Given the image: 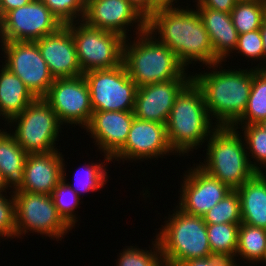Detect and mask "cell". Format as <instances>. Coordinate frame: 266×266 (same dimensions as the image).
<instances>
[{
  "label": "cell",
  "mask_w": 266,
  "mask_h": 266,
  "mask_svg": "<svg viewBox=\"0 0 266 266\" xmlns=\"http://www.w3.org/2000/svg\"><path fill=\"white\" fill-rule=\"evenodd\" d=\"M178 5H161L147 18V31L167 45L186 69L193 63L213 65V47L197 9Z\"/></svg>",
  "instance_id": "obj_1"
},
{
  "label": "cell",
  "mask_w": 266,
  "mask_h": 266,
  "mask_svg": "<svg viewBox=\"0 0 266 266\" xmlns=\"http://www.w3.org/2000/svg\"><path fill=\"white\" fill-rule=\"evenodd\" d=\"M222 63L207 66L206 72L193 73L192 80L201 89L209 116L216 121V125L233 126L246 110L253 67L238 68V71L236 68L226 69Z\"/></svg>",
  "instance_id": "obj_2"
},
{
  "label": "cell",
  "mask_w": 266,
  "mask_h": 266,
  "mask_svg": "<svg viewBox=\"0 0 266 266\" xmlns=\"http://www.w3.org/2000/svg\"><path fill=\"white\" fill-rule=\"evenodd\" d=\"M129 40V41H128ZM122 63L139 87L173 79H192L175 53L147 30L124 40Z\"/></svg>",
  "instance_id": "obj_3"
},
{
  "label": "cell",
  "mask_w": 266,
  "mask_h": 266,
  "mask_svg": "<svg viewBox=\"0 0 266 266\" xmlns=\"http://www.w3.org/2000/svg\"><path fill=\"white\" fill-rule=\"evenodd\" d=\"M215 124V125H214ZM210 118L201 89L192 80L176 97L166 122L167 138L176 157L201 149L217 128Z\"/></svg>",
  "instance_id": "obj_4"
},
{
  "label": "cell",
  "mask_w": 266,
  "mask_h": 266,
  "mask_svg": "<svg viewBox=\"0 0 266 266\" xmlns=\"http://www.w3.org/2000/svg\"><path fill=\"white\" fill-rule=\"evenodd\" d=\"M239 130L218 126L205 142L206 158L197 165L236 190L256 172L251 168L246 144ZM207 144V145H206Z\"/></svg>",
  "instance_id": "obj_5"
},
{
  "label": "cell",
  "mask_w": 266,
  "mask_h": 266,
  "mask_svg": "<svg viewBox=\"0 0 266 266\" xmlns=\"http://www.w3.org/2000/svg\"><path fill=\"white\" fill-rule=\"evenodd\" d=\"M171 213L153 237L159 242L163 260L184 263L212 256L203 216L187 214L177 206Z\"/></svg>",
  "instance_id": "obj_6"
},
{
  "label": "cell",
  "mask_w": 266,
  "mask_h": 266,
  "mask_svg": "<svg viewBox=\"0 0 266 266\" xmlns=\"http://www.w3.org/2000/svg\"><path fill=\"white\" fill-rule=\"evenodd\" d=\"M8 124V125H7ZM9 126L14 139L27 154L57 151L59 133L63 127L57 114L44 98H36L20 114L12 117ZM15 124V126H14ZM62 128V129H61Z\"/></svg>",
  "instance_id": "obj_7"
},
{
  "label": "cell",
  "mask_w": 266,
  "mask_h": 266,
  "mask_svg": "<svg viewBox=\"0 0 266 266\" xmlns=\"http://www.w3.org/2000/svg\"><path fill=\"white\" fill-rule=\"evenodd\" d=\"M16 238L28 232L61 241L72 229L59 215L51 195L13 192ZM23 236V237H21Z\"/></svg>",
  "instance_id": "obj_8"
},
{
  "label": "cell",
  "mask_w": 266,
  "mask_h": 266,
  "mask_svg": "<svg viewBox=\"0 0 266 266\" xmlns=\"http://www.w3.org/2000/svg\"><path fill=\"white\" fill-rule=\"evenodd\" d=\"M67 26L75 42L77 59L83 73L112 69L122 64L125 38L115 32L93 28L84 21Z\"/></svg>",
  "instance_id": "obj_9"
},
{
  "label": "cell",
  "mask_w": 266,
  "mask_h": 266,
  "mask_svg": "<svg viewBox=\"0 0 266 266\" xmlns=\"http://www.w3.org/2000/svg\"><path fill=\"white\" fill-rule=\"evenodd\" d=\"M89 86L93 111H133L138 86L123 63L112 69L83 73Z\"/></svg>",
  "instance_id": "obj_10"
},
{
  "label": "cell",
  "mask_w": 266,
  "mask_h": 266,
  "mask_svg": "<svg viewBox=\"0 0 266 266\" xmlns=\"http://www.w3.org/2000/svg\"><path fill=\"white\" fill-rule=\"evenodd\" d=\"M4 62L9 71L18 76L36 98H44L54 78L36 42H0Z\"/></svg>",
  "instance_id": "obj_11"
},
{
  "label": "cell",
  "mask_w": 266,
  "mask_h": 266,
  "mask_svg": "<svg viewBox=\"0 0 266 266\" xmlns=\"http://www.w3.org/2000/svg\"><path fill=\"white\" fill-rule=\"evenodd\" d=\"M61 26L41 0H32L25 6L7 12L0 19V42H35L56 32Z\"/></svg>",
  "instance_id": "obj_12"
},
{
  "label": "cell",
  "mask_w": 266,
  "mask_h": 266,
  "mask_svg": "<svg viewBox=\"0 0 266 266\" xmlns=\"http://www.w3.org/2000/svg\"><path fill=\"white\" fill-rule=\"evenodd\" d=\"M44 99L57 114L62 126L85 129L93 114L89 86L83 75L54 79ZM70 124V125H69Z\"/></svg>",
  "instance_id": "obj_13"
},
{
  "label": "cell",
  "mask_w": 266,
  "mask_h": 266,
  "mask_svg": "<svg viewBox=\"0 0 266 266\" xmlns=\"http://www.w3.org/2000/svg\"><path fill=\"white\" fill-rule=\"evenodd\" d=\"M82 21L90 27L118 33L125 39H132L127 33H131L133 27V36L147 30V18L129 0H86Z\"/></svg>",
  "instance_id": "obj_14"
},
{
  "label": "cell",
  "mask_w": 266,
  "mask_h": 266,
  "mask_svg": "<svg viewBox=\"0 0 266 266\" xmlns=\"http://www.w3.org/2000/svg\"><path fill=\"white\" fill-rule=\"evenodd\" d=\"M187 169L180 181L177 203V207L187 214L203 216L232 191L228 185L196 164Z\"/></svg>",
  "instance_id": "obj_15"
},
{
  "label": "cell",
  "mask_w": 266,
  "mask_h": 266,
  "mask_svg": "<svg viewBox=\"0 0 266 266\" xmlns=\"http://www.w3.org/2000/svg\"><path fill=\"white\" fill-rule=\"evenodd\" d=\"M177 155L170 147L166 124L134 117L125 145L111 158L113 161H147Z\"/></svg>",
  "instance_id": "obj_16"
},
{
  "label": "cell",
  "mask_w": 266,
  "mask_h": 266,
  "mask_svg": "<svg viewBox=\"0 0 266 266\" xmlns=\"http://www.w3.org/2000/svg\"><path fill=\"white\" fill-rule=\"evenodd\" d=\"M192 79H173L144 85L137 89L134 116L141 120L166 124L176 97Z\"/></svg>",
  "instance_id": "obj_17"
},
{
  "label": "cell",
  "mask_w": 266,
  "mask_h": 266,
  "mask_svg": "<svg viewBox=\"0 0 266 266\" xmlns=\"http://www.w3.org/2000/svg\"><path fill=\"white\" fill-rule=\"evenodd\" d=\"M134 117L133 111H93L84 130L98 152L112 158L125 145Z\"/></svg>",
  "instance_id": "obj_18"
},
{
  "label": "cell",
  "mask_w": 266,
  "mask_h": 266,
  "mask_svg": "<svg viewBox=\"0 0 266 266\" xmlns=\"http://www.w3.org/2000/svg\"><path fill=\"white\" fill-rule=\"evenodd\" d=\"M35 42L54 79L83 75L77 59L75 42L67 25Z\"/></svg>",
  "instance_id": "obj_19"
},
{
  "label": "cell",
  "mask_w": 266,
  "mask_h": 266,
  "mask_svg": "<svg viewBox=\"0 0 266 266\" xmlns=\"http://www.w3.org/2000/svg\"><path fill=\"white\" fill-rule=\"evenodd\" d=\"M63 157L59 150L28 154L24 165V183L15 192L51 195L62 180Z\"/></svg>",
  "instance_id": "obj_20"
},
{
  "label": "cell",
  "mask_w": 266,
  "mask_h": 266,
  "mask_svg": "<svg viewBox=\"0 0 266 266\" xmlns=\"http://www.w3.org/2000/svg\"><path fill=\"white\" fill-rule=\"evenodd\" d=\"M209 38L214 52V64L227 62L237 46L238 32L231 19V13L211 8H196ZM228 57V58H227Z\"/></svg>",
  "instance_id": "obj_21"
},
{
  "label": "cell",
  "mask_w": 266,
  "mask_h": 266,
  "mask_svg": "<svg viewBox=\"0 0 266 266\" xmlns=\"http://www.w3.org/2000/svg\"><path fill=\"white\" fill-rule=\"evenodd\" d=\"M242 223L266 229V173H255L236 189Z\"/></svg>",
  "instance_id": "obj_22"
},
{
  "label": "cell",
  "mask_w": 266,
  "mask_h": 266,
  "mask_svg": "<svg viewBox=\"0 0 266 266\" xmlns=\"http://www.w3.org/2000/svg\"><path fill=\"white\" fill-rule=\"evenodd\" d=\"M27 153L17 143L11 132L0 129V173L8 192L18 191L24 183V165Z\"/></svg>",
  "instance_id": "obj_23"
},
{
  "label": "cell",
  "mask_w": 266,
  "mask_h": 266,
  "mask_svg": "<svg viewBox=\"0 0 266 266\" xmlns=\"http://www.w3.org/2000/svg\"><path fill=\"white\" fill-rule=\"evenodd\" d=\"M0 68V118L2 117L1 120L6 124L36 97L18 76L3 65H0Z\"/></svg>",
  "instance_id": "obj_24"
},
{
  "label": "cell",
  "mask_w": 266,
  "mask_h": 266,
  "mask_svg": "<svg viewBox=\"0 0 266 266\" xmlns=\"http://www.w3.org/2000/svg\"><path fill=\"white\" fill-rule=\"evenodd\" d=\"M101 156H104L103 161L93 163V161L83 164V166L78 167L76 170V173H74V184H70V182H67V173H66V166H65V160L63 157V165H62V179L69 185L71 189L75 191V193L81 198L80 195L85 194V192H96L98 190H101V188H104L105 184L108 183V173L107 167L108 164L111 162L115 163L111 160V158L106 155L102 154ZM108 163V164H107ZM107 164V165H106ZM82 172V174H81ZM82 193V194H81Z\"/></svg>",
  "instance_id": "obj_25"
},
{
  "label": "cell",
  "mask_w": 266,
  "mask_h": 266,
  "mask_svg": "<svg viewBox=\"0 0 266 266\" xmlns=\"http://www.w3.org/2000/svg\"><path fill=\"white\" fill-rule=\"evenodd\" d=\"M265 249L266 229L241 223L238 231L236 258L232 262V265L240 266L237 263V258L238 260H243V263L245 262L246 264H261Z\"/></svg>",
  "instance_id": "obj_26"
},
{
  "label": "cell",
  "mask_w": 266,
  "mask_h": 266,
  "mask_svg": "<svg viewBox=\"0 0 266 266\" xmlns=\"http://www.w3.org/2000/svg\"><path fill=\"white\" fill-rule=\"evenodd\" d=\"M266 119V68L253 66V81L243 116L234 125L259 124Z\"/></svg>",
  "instance_id": "obj_27"
},
{
  "label": "cell",
  "mask_w": 266,
  "mask_h": 266,
  "mask_svg": "<svg viewBox=\"0 0 266 266\" xmlns=\"http://www.w3.org/2000/svg\"><path fill=\"white\" fill-rule=\"evenodd\" d=\"M239 226L233 223L207 224V236L213 255L227 258L230 262L235 260Z\"/></svg>",
  "instance_id": "obj_28"
},
{
  "label": "cell",
  "mask_w": 266,
  "mask_h": 266,
  "mask_svg": "<svg viewBox=\"0 0 266 266\" xmlns=\"http://www.w3.org/2000/svg\"><path fill=\"white\" fill-rule=\"evenodd\" d=\"M232 127L242 131L240 133L246 144L251 168L256 173H266V130L258 124L233 125Z\"/></svg>",
  "instance_id": "obj_29"
},
{
  "label": "cell",
  "mask_w": 266,
  "mask_h": 266,
  "mask_svg": "<svg viewBox=\"0 0 266 266\" xmlns=\"http://www.w3.org/2000/svg\"><path fill=\"white\" fill-rule=\"evenodd\" d=\"M265 16L266 7L259 1H237L231 11L232 23L238 34L260 29Z\"/></svg>",
  "instance_id": "obj_30"
},
{
  "label": "cell",
  "mask_w": 266,
  "mask_h": 266,
  "mask_svg": "<svg viewBox=\"0 0 266 266\" xmlns=\"http://www.w3.org/2000/svg\"><path fill=\"white\" fill-rule=\"evenodd\" d=\"M206 224L242 223L240 197L236 190H232L221 201L203 215Z\"/></svg>",
  "instance_id": "obj_31"
},
{
  "label": "cell",
  "mask_w": 266,
  "mask_h": 266,
  "mask_svg": "<svg viewBox=\"0 0 266 266\" xmlns=\"http://www.w3.org/2000/svg\"><path fill=\"white\" fill-rule=\"evenodd\" d=\"M152 240L149 250L136 245L125 246L118 255L116 266H164L159 242L156 238Z\"/></svg>",
  "instance_id": "obj_32"
},
{
  "label": "cell",
  "mask_w": 266,
  "mask_h": 266,
  "mask_svg": "<svg viewBox=\"0 0 266 266\" xmlns=\"http://www.w3.org/2000/svg\"><path fill=\"white\" fill-rule=\"evenodd\" d=\"M51 196L59 215L71 228H74L78 222L75 210L79 208L81 198L63 179L55 187Z\"/></svg>",
  "instance_id": "obj_33"
},
{
  "label": "cell",
  "mask_w": 266,
  "mask_h": 266,
  "mask_svg": "<svg viewBox=\"0 0 266 266\" xmlns=\"http://www.w3.org/2000/svg\"><path fill=\"white\" fill-rule=\"evenodd\" d=\"M62 25L82 21L86 0H41Z\"/></svg>",
  "instance_id": "obj_34"
},
{
  "label": "cell",
  "mask_w": 266,
  "mask_h": 266,
  "mask_svg": "<svg viewBox=\"0 0 266 266\" xmlns=\"http://www.w3.org/2000/svg\"><path fill=\"white\" fill-rule=\"evenodd\" d=\"M237 54L245 57L246 60H253L258 62L255 68H265V52L263 47V41L260 34V29L247 32L244 34H239L237 46L234 50Z\"/></svg>",
  "instance_id": "obj_35"
},
{
  "label": "cell",
  "mask_w": 266,
  "mask_h": 266,
  "mask_svg": "<svg viewBox=\"0 0 266 266\" xmlns=\"http://www.w3.org/2000/svg\"><path fill=\"white\" fill-rule=\"evenodd\" d=\"M8 195L0 194V239L3 240L16 238L14 194L10 192Z\"/></svg>",
  "instance_id": "obj_36"
},
{
  "label": "cell",
  "mask_w": 266,
  "mask_h": 266,
  "mask_svg": "<svg viewBox=\"0 0 266 266\" xmlns=\"http://www.w3.org/2000/svg\"><path fill=\"white\" fill-rule=\"evenodd\" d=\"M238 0H195V8H211L225 13H231ZM196 5V6H195Z\"/></svg>",
  "instance_id": "obj_37"
},
{
  "label": "cell",
  "mask_w": 266,
  "mask_h": 266,
  "mask_svg": "<svg viewBox=\"0 0 266 266\" xmlns=\"http://www.w3.org/2000/svg\"><path fill=\"white\" fill-rule=\"evenodd\" d=\"M187 266H232L227 258L212 255L210 257L195 258L184 262Z\"/></svg>",
  "instance_id": "obj_38"
},
{
  "label": "cell",
  "mask_w": 266,
  "mask_h": 266,
  "mask_svg": "<svg viewBox=\"0 0 266 266\" xmlns=\"http://www.w3.org/2000/svg\"><path fill=\"white\" fill-rule=\"evenodd\" d=\"M146 18L155 12L161 4L157 0H129Z\"/></svg>",
  "instance_id": "obj_39"
},
{
  "label": "cell",
  "mask_w": 266,
  "mask_h": 266,
  "mask_svg": "<svg viewBox=\"0 0 266 266\" xmlns=\"http://www.w3.org/2000/svg\"><path fill=\"white\" fill-rule=\"evenodd\" d=\"M32 0H0V19L9 11L25 6Z\"/></svg>",
  "instance_id": "obj_40"
},
{
  "label": "cell",
  "mask_w": 266,
  "mask_h": 266,
  "mask_svg": "<svg viewBox=\"0 0 266 266\" xmlns=\"http://www.w3.org/2000/svg\"><path fill=\"white\" fill-rule=\"evenodd\" d=\"M260 34L263 41V47L265 52V68H266V16L262 22L261 28H260Z\"/></svg>",
  "instance_id": "obj_41"
},
{
  "label": "cell",
  "mask_w": 266,
  "mask_h": 266,
  "mask_svg": "<svg viewBox=\"0 0 266 266\" xmlns=\"http://www.w3.org/2000/svg\"><path fill=\"white\" fill-rule=\"evenodd\" d=\"M8 189L5 185V180L2 177V174L0 173V194H4V193H10V192H6Z\"/></svg>",
  "instance_id": "obj_42"
},
{
  "label": "cell",
  "mask_w": 266,
  "mask_h": 266,
  "mask_svg": "<svg viewBox=\"0 0 266 266\" xmlns=\"http://www.w3.org/2000/svg\"><path fill=\"white\" fill-rule=\"evenodd\" d=\"M161 5H177L180 0H157Z\"/></svg>",
  "instance_id": "obj_43"
},
{
  "label": "cell",
  "mask_w": 266,
  "mask_h": 266,
  "mask_svg": "<svg viewBox=\"0 0 266 266\" xmlns=\"http://www.w3.org/2000/svg\"><path fill=\"white\" fill-rule=\"evenodd\" d=\"M164 266H187L185 263L164 261Z\"/></svg>",
  "instance_id": "obj_44"
},
{
  "label": "cell",
  "mask_w": 266,
  "mask_h": 266,
  "mask_svg": "<svg viewBox=\"0 0 266 266\" xmlns=\"http://www.w3.org/2000/svg\"><path fill=\"white\" fill-rule=\"evenodd\" d=\"M258 125H260L264 130H266V119L261 121Z\"/></svg>",
  "instance_id": "obj_45"
},
{
  "label": "cell",
  "mask_w": 266,
  "mask_h": 266,
  "mask_svg": "<svg viewBox=\"0 0 266 266\" xmlns=\"http://www.w3.org/2000/svg\"><path fill=\"white\" fill-rule=\"evenodd\" d=\"M261 263H263V264L265 263V266H266V249H265V253H264V256H263Z\"/></svg>",
  "instance_id": "obj_46"
},
{
  "label": "cell",
  "mask_w": 266,
  "mask_h": 266,
  "mask_svg": "<svg viewBox=\"0 0 266 266\" xmlns=\"http://www.w3.org/2000/svg\"><path fill=\"white\" fill-rule=\"evenodd\" d=\"M264 5H265V7H266V0H262L261 1Z\"/></svg>",
  "instance_id": "obj_47"
},
{
  "label": "cell",
  "mask_w": 266,
  "mask_h": 266,
  "mask_svg": "<svg viewBox=\"0 0 266 266\" xmlns=\"http://www.w3.org/2000/svg\"><path fill=\"white\" fill-rule=\"evenodd\" d=\"M238 1H241V0H238ZM249 1H259V2H261L262 0H249Z\"/></svg>",
  "instance_id": "obj_48"
}]
</instances>
